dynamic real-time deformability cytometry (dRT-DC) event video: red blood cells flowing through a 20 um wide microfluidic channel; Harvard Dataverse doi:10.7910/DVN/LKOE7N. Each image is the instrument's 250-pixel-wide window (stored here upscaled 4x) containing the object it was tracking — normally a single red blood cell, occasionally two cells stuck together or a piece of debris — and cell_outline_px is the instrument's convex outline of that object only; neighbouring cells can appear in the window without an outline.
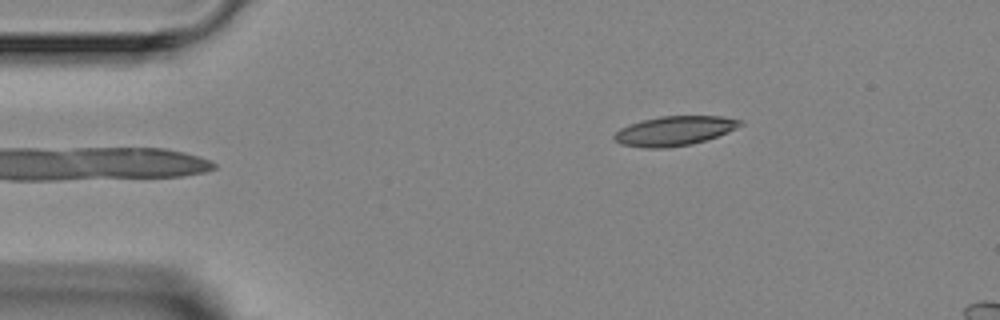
{"species": "Egyptian fruit bat (a non-hibernating species)", "species_latin": "Rousettus aegyptiacus", "temperature_condition": "room temperature", "stored_images_in_passage": 4, "camera_frame_rate_fps": 3000, "um_per_image_px": 0.085, "animal": {"sex": "female"}, "frame": {"image": 1, "passage_image": 4, "time_ms": 3.333, "image_size_px": [1000, 320], "cell_outline_px": [[744, 124], [728, 132], [692, 144], [664, 148], [644, 148], [620, 144], [612, 136], [620, 128], [628, 124], [640, 120], [660, 116], [720, 116], [744, 120]], "centroid_in_image_um": [57.31, 11.11], "position_along_channel_um": 27.7, "area_um2": 21.73}}